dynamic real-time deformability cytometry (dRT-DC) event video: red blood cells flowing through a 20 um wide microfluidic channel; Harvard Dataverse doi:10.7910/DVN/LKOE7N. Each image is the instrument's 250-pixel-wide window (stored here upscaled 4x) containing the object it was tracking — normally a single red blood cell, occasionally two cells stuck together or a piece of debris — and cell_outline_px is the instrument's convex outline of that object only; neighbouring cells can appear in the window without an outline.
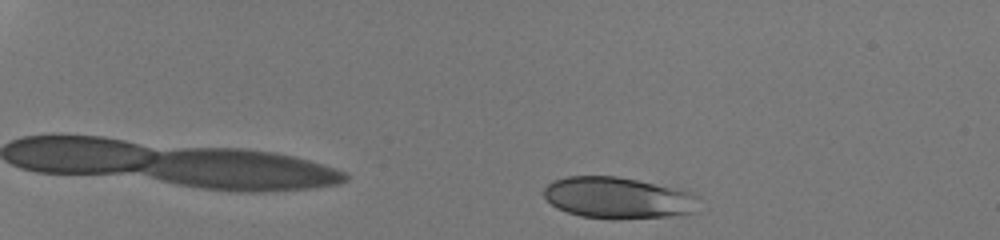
{"species": "human", "species_latin": "Homo sapiens", "temperature_condition": "room temperature", "stored_images_in_passage": 40, "camera_frame_rate_fps": 3000, "um_per_image_px": 0.085, "donor": {"sex": "male"}, "frame": {"image": 1, "passage_image": 3, "time_ms": 0.667, "image_size_px": [1000, 240], "cell_outline_px": [[696, 196], [692, 212], [668, 216], [616, 220], [612, 220], [580, 216], [556, 208], [544, 196], [544, 188], [552, 180], [568, 176], [616, 176], [636, 180], [688, 192]], "centroid_in_image_um": [52.4, 16.83], "position_along_channel_um": 32.6, "area_um2": 36.88}}
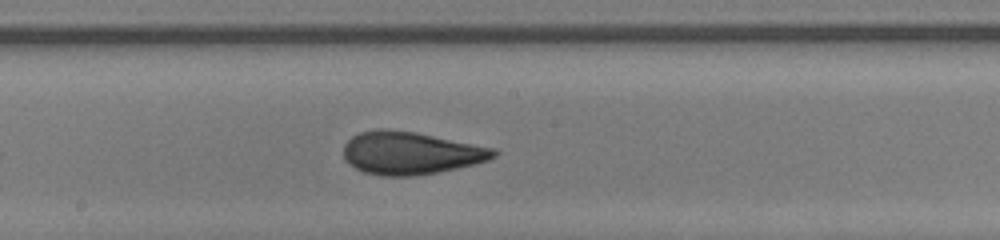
{"frame": {"image": 2, "passage_image": 25, "time_ms": 8.0, "image_size_px": [1000, 240], "cell_outline_px": [[500, 152], [496, 156], [488, 160], [476, 164], [416, 176], [380, 176], [364, 172], [348, 164], [344, 160], [344, 144], [352, 136], [360, 132], [376, 128], [388, 128], [416, 132], [496, 148]], "centroid_in_image_um": [34.9, 13.0], "position_along_channel_um": 213.3, "area_um2": 37.8}}
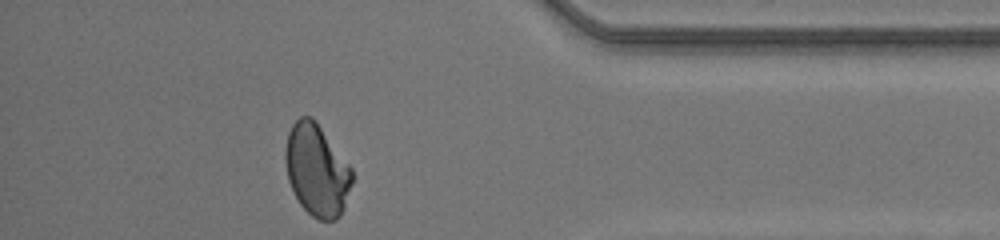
{"frame": {"image": 3, "passage_image": 40, "time_ms": 13.0, "image_size_px": [1000, 240], "cell_outline_px": [[352, 184], [344, 208], [340, 216], [336, 220], [320, 220], [312, 216], [300, 204], [288, 180], [284, 160], [284, 152], [288, 132], [292, 124], [300, 116], [312, 116], [316, 120], [352, 168]], "centroid_in_image_um": [26.92, 14.44], "position_along_channel_um": 408.3, "area_um2": 35.89}, "authors_computed_cell_mechanics": {"area_um2": 36.7897, "velocity_mm_per_s": 4.2433, "shape_relaxation_time_tau1_ms": 6.8481, "shape_relaxation_time_tau2_ms": null, "deformation_change_tau1": 0.2128, "deformation_change_tau2": null}}